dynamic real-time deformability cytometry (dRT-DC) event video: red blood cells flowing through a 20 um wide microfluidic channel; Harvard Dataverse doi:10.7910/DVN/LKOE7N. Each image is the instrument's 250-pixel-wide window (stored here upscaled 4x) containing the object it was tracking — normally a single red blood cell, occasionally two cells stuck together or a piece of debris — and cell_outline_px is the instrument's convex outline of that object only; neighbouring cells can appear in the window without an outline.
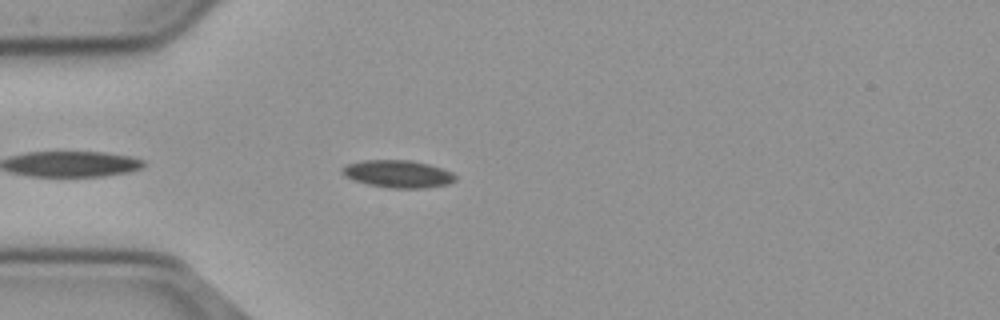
{"species": "common noctule bat (a hibernating species)", "species_latin": "Nyctalus noctula", "temperature_condition": "cold", "stored_images_in_passage": 44, "camera_frame_rate_fps": 3000, "um_per_image_px": 0.085, "animal": {"sex": "male", "body_mass_g": 23.1, "forearm_length_mm": 52.7}, "frame": {"image": 1, "passage_image": 4, "time_ms": 1.0, "image_size_px": [1000, 320], "cell_outline_px": [[456, 180], [448, 184], [428, 188], [388, 188], [368, 184], [352, 180], [344, 176], [340, 172], [340, 168], [348, 164], [364, 160], [408, 160], [428, 164], [452, 172], [456, 176]], "centroid_in_image_um": [33.8, 14.79], "position_along_channel_um": 51.2, "area_um2": 18.21}}
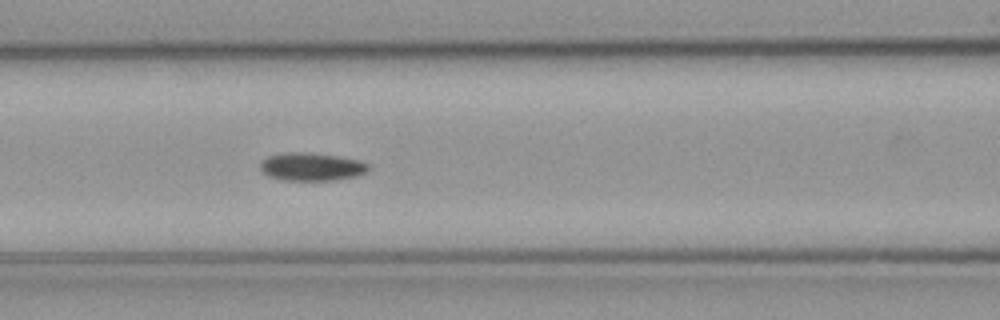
{"frame": {"image": 2, "passage_image": 12, "time_ms": 3.667, "image_size_px": [1000, 320], "cell_outline_px": [[372, 168], [368, 172], [356, 176], [332, 180], [284, 180], [268, 176], [260, 168], [260, 164], [268, 156], [284, 152], [304, 152], [336, 156], [360, 160], [368, 164]], "centroid_in_image_um": [26.52, 14.17], "position_along_channel_um": 140.1, "area_um2": 17.63}}
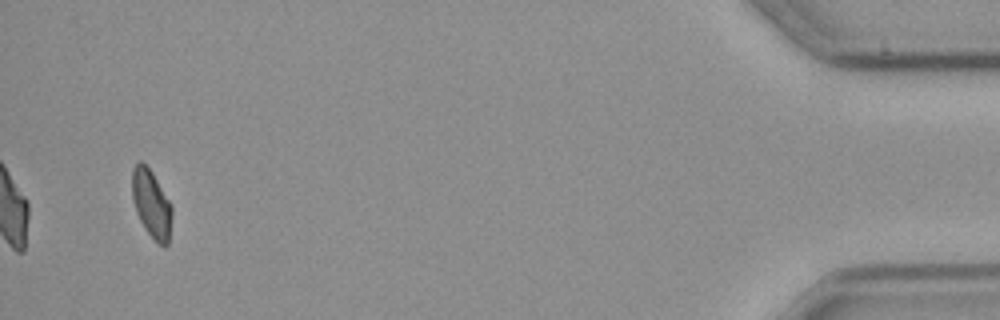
{"frame": {"image": 3, "passage_image": 42, "time_ms": 13.667, "image_size_px": [1000, 320], "cell_outline_px": [[172, 216], [168, 244], [164, 248], [144, 228], [136, 212], [132, 200], [132, 168], [140, 160], [152, 172], [172, 204]], "centroid_in_image_um": [12.87, 17.32], "position_along_channel_um": 422.3, "area_um2": 15.78}}